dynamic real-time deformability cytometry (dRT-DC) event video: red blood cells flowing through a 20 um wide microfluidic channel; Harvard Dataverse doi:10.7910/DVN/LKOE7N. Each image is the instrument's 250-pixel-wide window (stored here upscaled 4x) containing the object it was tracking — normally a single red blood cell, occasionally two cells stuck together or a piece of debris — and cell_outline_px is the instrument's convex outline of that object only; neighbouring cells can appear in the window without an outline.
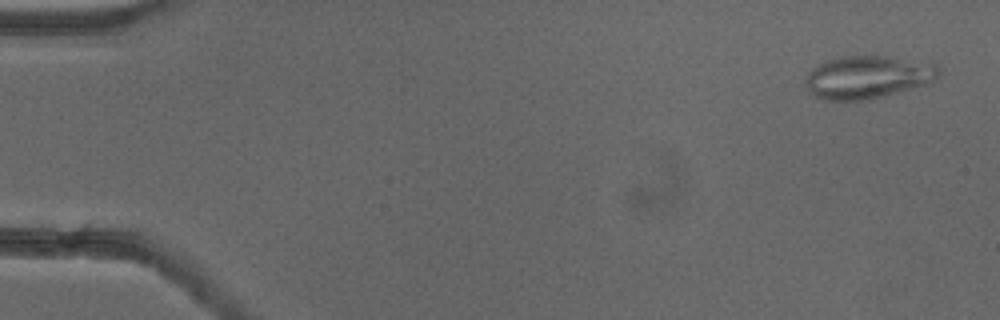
{"species": "common noctule bat (a hibernating species)", "species_latin": "Nyctalus noctula", "temperature_condition": "cold", "stored_images_in_passage": 48, "camera_frame_rate_fps": 3000, "um_per_image_px": 0.085, "animal": {"sex": "female"}, "frame": {"image": 1, "passage_image": 2, "time_ms": 0.333, "image_size_px": [1000, 320], "cell_outline_px": [[940, 72], [932, 80], [924, 84], [872, 100], [824, 100], [816, 96], [804, 84], [808, 72], [812, 68], [828, 60], [844, 56], [892, 56], [932, 60], [940, 68]], "centroid_in_image_um": [73.81, 6.53], "position_along_channel_um": 11.2, "area_um2": 33.58}}
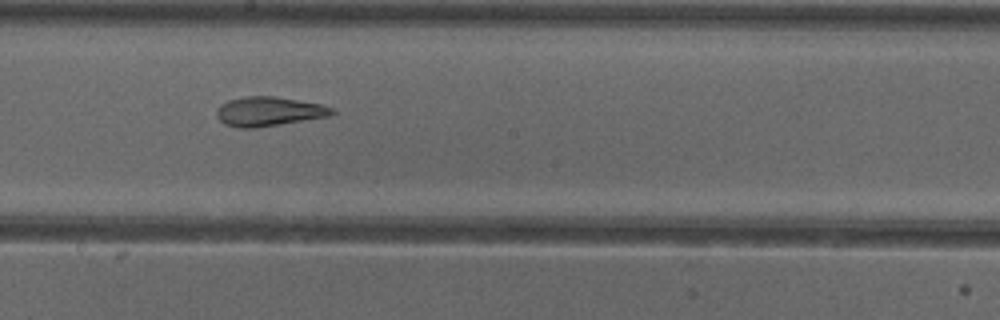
{"frame": {"image": 2, "passage_image": 29, "time_ms": 9.333, "image_size_px": [1000, 320], "cell_outline_px": [[336, 112], [332, 116], [256, 128], [240, 128], [224, 124], [216, 116], [216, 108], [220, 104], [228, 100], [244, 96], [276, 96], [320, 104], [332, 108]], "centroid_in_image_um": [22.83, 9.47], "position_along_channel_um": 225.4, "area_um2": 19.94}}
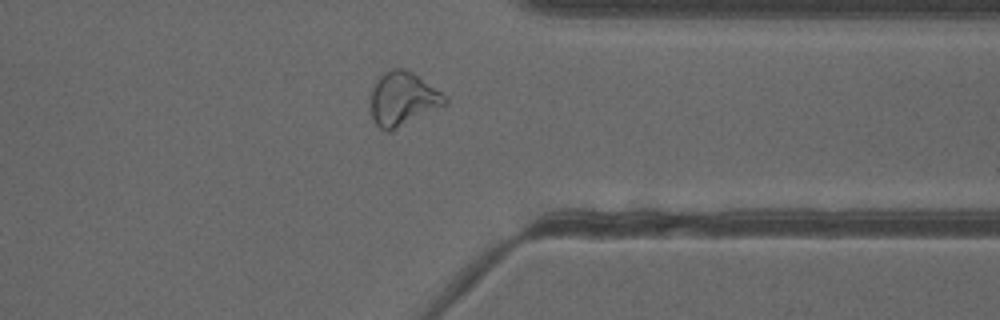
{"frame": {"image": 3, "passage_image": 41, "time_ms": 13.333, "image_size_px": [1000, 320], "cell_outline_px": [[448, 104], [388, 132], [380, 128], [376, 124], [372, 116], [372, 88], [376, 80], [380, 76], [392, 68], [400, 68], [412, 72], [440, 92], [448, 100]], "centroid_in_image_um": [34.24, 8.41], "position_along_channel_um": 377.2, "area_um2": 22.72}, "authors_computed_cell_mechanics": {"area_um2": 23.409, "velocity_mm_per_s": 3.8995, "shape_relaxation_time_tau1_ms": null, "shape_relaxation_time_tau2_ms": 2.543, "deformation_change_tau1": null, "deformation_change_tau2": 0.0988}}